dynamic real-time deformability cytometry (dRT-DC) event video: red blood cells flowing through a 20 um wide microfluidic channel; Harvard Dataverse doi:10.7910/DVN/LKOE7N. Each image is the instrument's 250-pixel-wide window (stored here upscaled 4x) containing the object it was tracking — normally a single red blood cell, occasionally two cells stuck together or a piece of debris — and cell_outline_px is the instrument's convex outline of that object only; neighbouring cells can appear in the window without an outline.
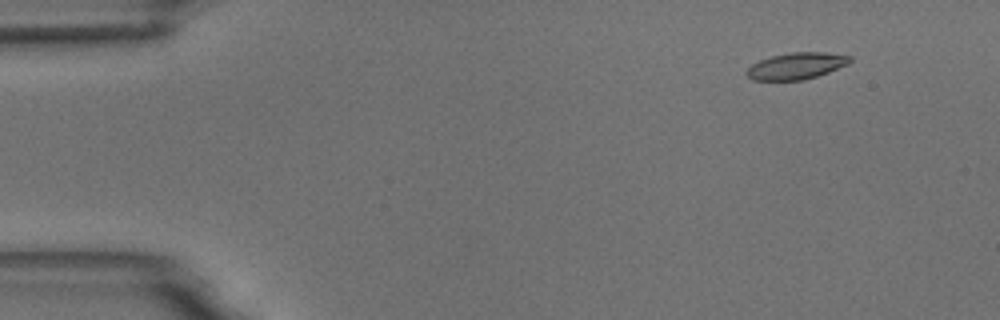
{"species": "common noctule bat (a hibernating species)", "species_latin": "Nyctalus noctula", "temperature_condition": "room temperature", "stored_images_in_passage": 5, "camera_frame_rate_fps": 3000, "um_per_image_px": 0.085, "animal": {"sex": "male", "body_mass_g": 18.8}, "frame": {"image": 1, "passage_image": 2, "time_ms": 1.0, "image_size_px": [1000, 320], "cell_outline_px": [[852, 60], [848, 64], [828, 72], [804, 80], [752, 80], [744, 72], [752, 64], [760, 60], [772, 56], [792, 52], [824, 52], [852, 56]], "centroid_in_image_um": [67.69, 5.6], "position_along_channel_um": 17.3, "area_um2": 15.95}}
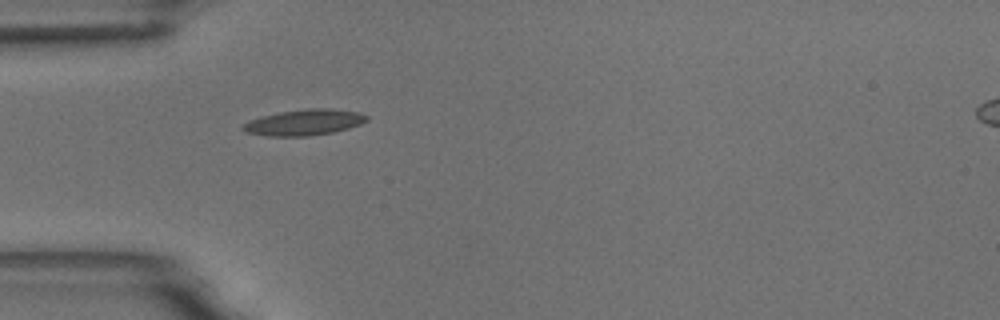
{"frame": {"image": 2, "passage_image": 5, "time_ms": 4.667, "image_size_px": [1000, 320], "cell_outline_px": [[368, 120], [360, 124], [348, 128], [332, 132], [308, 136], [268, 136], [248, 132], [244, 128], [244, 124], [248, 120], [260, 116], [280, 112], [308, 108], [332, 108], [356, 112], [368, 116]], "centroid_in_image_um": [25.87, 10.39], "position_along_channel_um": 59.1, "area_um2": 18.5}}